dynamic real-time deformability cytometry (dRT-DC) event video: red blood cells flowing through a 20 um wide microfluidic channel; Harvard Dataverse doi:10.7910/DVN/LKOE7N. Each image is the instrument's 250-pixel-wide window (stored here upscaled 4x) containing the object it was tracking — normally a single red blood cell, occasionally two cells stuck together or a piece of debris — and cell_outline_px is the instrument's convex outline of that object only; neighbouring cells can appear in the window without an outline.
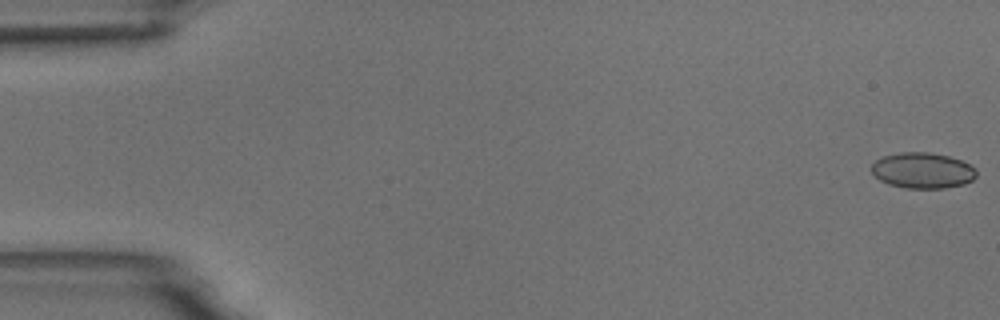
{"species": "common noctule bat (a hibernating species)", "species_latin": "Nyctalus noctula", "temperature_condition": "room temperature", "stored_images_in_passage": 5, "camera_frame_rate_fps": 3000, "um_per_image_px": 0.085, "animal": {"sex": "male", "body_mass_g": 18.8}, "frame": {"image": 1, "passage_image": 1, "time_ms": 0.0, "image_size_px": [1000, 320], "cell_outline_px": [[976, 176], [972, 180], [964, 184], [944, 188], [904, 188], [888, 184], [880, 180], [872, 172], [872, 164], [876, 160], [884, 156], [900, 152], [928, 152], [948, 156], [960, 160], [976, 168]], "centroid_in_image_um": [78.42, 14.49], "position_along_channel_um": 6.6, "area_um2": 21.79}}
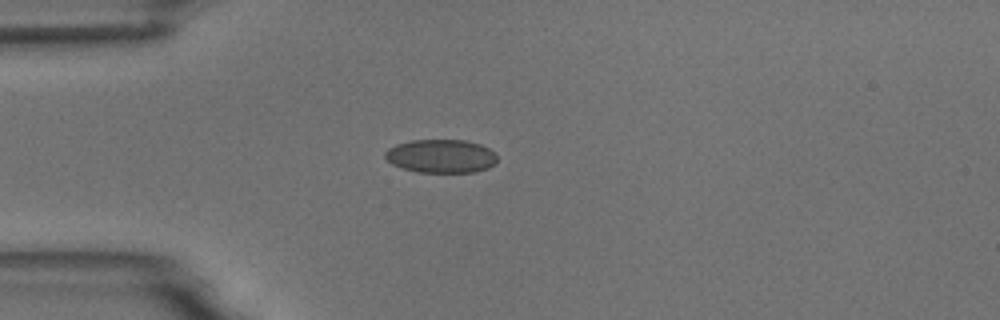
{"frame": {"image": 2, "passage_image": 5, "time_ms": 4.667, "image_size_px": [1000, 320], "cell_outline_px": [[496, 164], [488, 168], [472, 172], [416, 172], [392, 164], [384, 156], [384, 152], [388, 148], [396, 144], [412, 140], [464, 140], [480, 144], [496, 152]], "centroid_in_image_um": [37.49, 13.27], "position_along_channel_um": 47.5, "area_um2": 21.91}}